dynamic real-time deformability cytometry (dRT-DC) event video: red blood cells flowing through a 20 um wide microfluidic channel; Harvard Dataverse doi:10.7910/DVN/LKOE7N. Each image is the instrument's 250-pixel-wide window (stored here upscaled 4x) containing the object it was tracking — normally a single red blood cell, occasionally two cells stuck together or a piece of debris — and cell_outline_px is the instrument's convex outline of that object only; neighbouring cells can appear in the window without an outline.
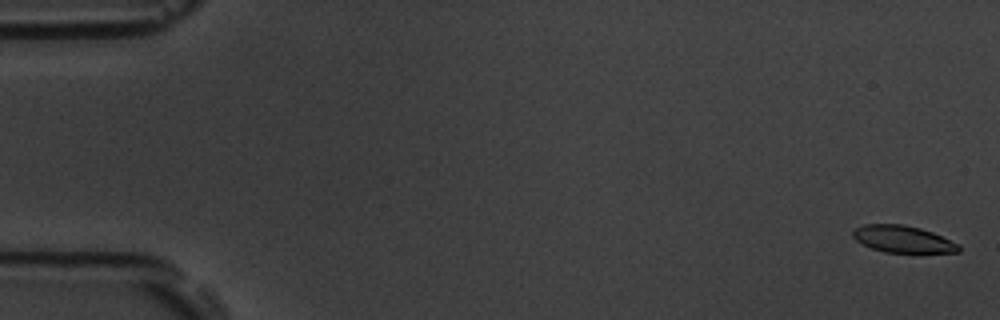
{"species": "common noctule bat (a hibernating species)", "species_latin": "Nyctalus noctula", "temperature_condition": "room temperature", "stored_images_in_passage": 19, "camera_frame_rate_fps": 3000, "um_per_image_px": 0.085, "animal": {"sex": "male", "body_mass_g": 19.5, "forearm_length_mm": 54.6}, "frame": {"image": 1, "passage_image": 2, "time_ms": 0.333, "image_size_px": [1000, 320], "cell_outline_px": [[960, 252], [884, 252], [872, 248], [856, 240], [852, 236], [852, 232], [856, 228], [864, 224], [904, 224], [920, 228], [932, 232], [960, 244]], "centroid_in_image_um": [76.75, 20.32], "position_along_channel_um": 8.3, "area_um2": 16.47}}
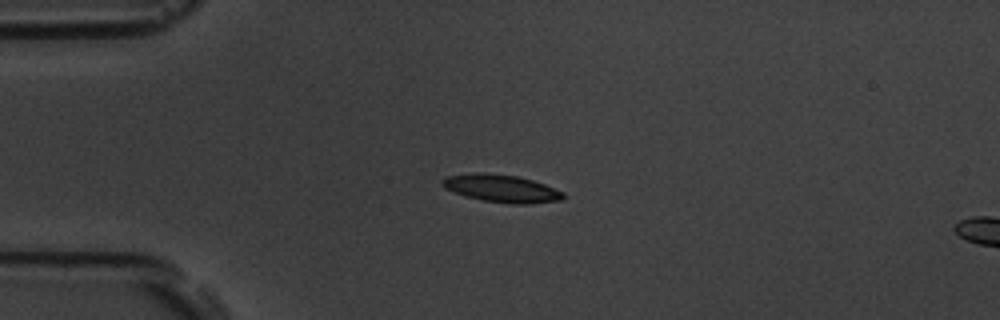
{"frame": {"image": 2, "passage_image": 15, "time_ms": 4.667, "image_size_px": [1000, 320], "cell_outline_px": [[564, 200], [528, 204], [508, 204], [484, 200], [464, 196], [444, 188], [440, 184], [440, 180], [444, 176], [472, 172], [484, 172], [516, 176], [532, 180], [544, 184], [564, 192]], "centroid_in_image_um": [42.58, 16.01], "position_along_channel_um": 42.4, "area_um2": 19.77}}